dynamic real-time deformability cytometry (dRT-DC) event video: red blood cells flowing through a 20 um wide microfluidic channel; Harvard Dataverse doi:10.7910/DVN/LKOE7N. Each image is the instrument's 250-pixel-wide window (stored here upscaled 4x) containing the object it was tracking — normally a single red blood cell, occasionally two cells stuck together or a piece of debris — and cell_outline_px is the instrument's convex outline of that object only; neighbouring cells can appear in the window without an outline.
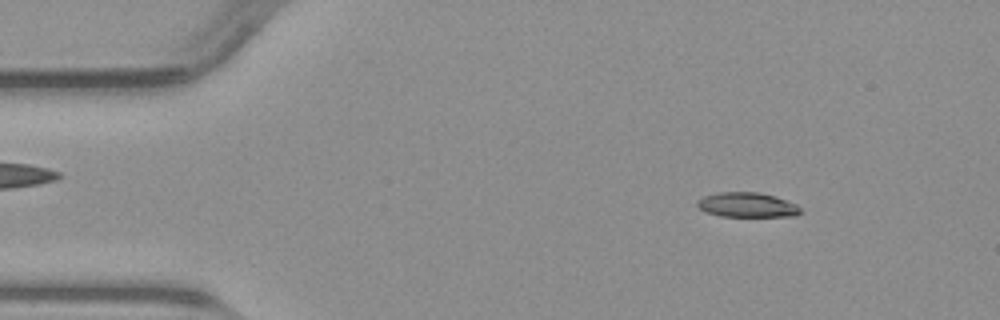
{"species": "common noctule bat (a hibernating species)", "species_latin": "Nyctalus noctula", "temperature_condition": "warm", "stored_images_in_passage": 50, "camera_frame_rate_fps": 3000, "um_per_image_px": 0.085, "animal": {"sex": "male", "body_mass_g": 23.1, "forearm_length_mm": 52.7}, "frame": {"image": 1, "passage_image": 6, "time_ms": 1.667, "image_size_px": [1000, 320], "cell_outline_px": [[804, 212], [796, 216], [720, 216], [708, 212], [700, 208], [696, 204], [696, 200], [704, 196], [720, 192], [756, 192], [776, 196], [796, 204]], "centroid_in_image_um": [63.54, 17.41], "position_along_channel_um": 21.5, "area_um2": 14.85}}
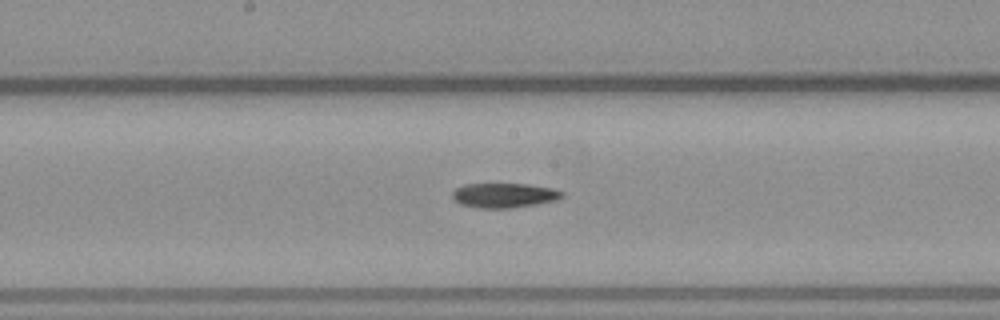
{"frame": {"image": 2, "passage_image": 25, "time_ms": 8.0, "image_size_px": [1000, 320], "cell_outline_px": [[564, 196], [556, 200], [536, 204], [512, 208], [480, 208], [460, 204], [452, 196], [452, 192], [456, 188], [464, 184], [528, 184], [552, 188], [564, 192]], "centroid_in_image_um": [42.86, 16.6], "position_along_channel_um": 205.3, "area_um2": 15.72}}
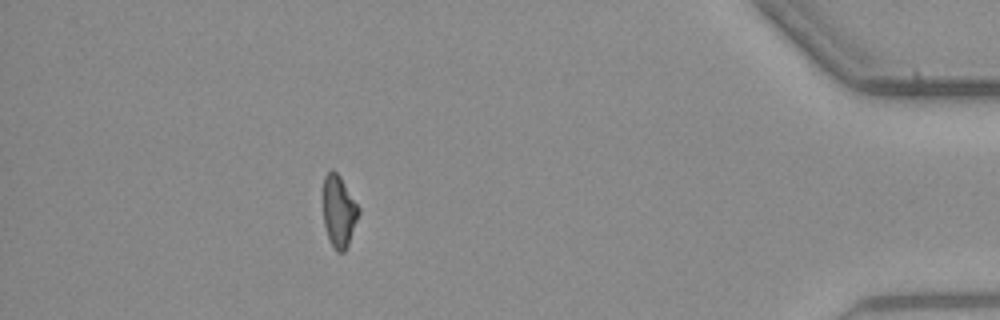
{"frame": {"image": 3, "passage_image": 44, "time_ms": 14.333, "image_size_px": [1000, 320], "cell_outline_px": [[360, 212], [348, 244], [344, 252], [336, 252], [332, 248], [324, 224], [324, 176], [332, 168], [340, 176], [360, 208]], "centroid_in_image_um": [28.81, 17.97], "position_along_channel_um": 406.4, "area_um2": 14.74}}